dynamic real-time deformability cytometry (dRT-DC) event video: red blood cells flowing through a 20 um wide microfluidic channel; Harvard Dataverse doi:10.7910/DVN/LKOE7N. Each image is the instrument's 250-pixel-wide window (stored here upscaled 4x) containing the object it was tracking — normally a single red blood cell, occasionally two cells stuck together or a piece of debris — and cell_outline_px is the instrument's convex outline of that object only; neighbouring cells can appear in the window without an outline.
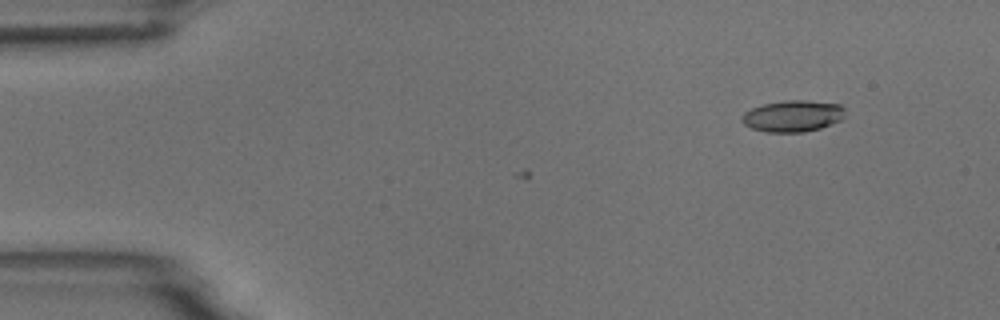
{"species": "common noctule bat (a hibernating species)", "species_latin": "Nyctalus noctula", "temperature_condition": "room temperature", "stored_images_in_passage": 10, "camera_frame_rate_fps": 3000, "um_per_image_px": 0.085, "animal": {"sex": "male", "body_mass_g": 18.8}, "frame": {"image": 1, "passage_image": 10, "time_ms": 3.0, "image_size_px": [1000, 320], "cell_outline_px": [[844, 116], [840, 120], [820, 128], [804, 132], [764, 132], [752, 128], [744, 124], [740, 120], [744, 112], [752, 108], [764, 104], [784, 100], [804, 100], [840, 104], [844, 108]], "centroid_in_image_um": [67.37, 9.86], "position_along_channel_um": 17.6, "area_um2": 18.9}}